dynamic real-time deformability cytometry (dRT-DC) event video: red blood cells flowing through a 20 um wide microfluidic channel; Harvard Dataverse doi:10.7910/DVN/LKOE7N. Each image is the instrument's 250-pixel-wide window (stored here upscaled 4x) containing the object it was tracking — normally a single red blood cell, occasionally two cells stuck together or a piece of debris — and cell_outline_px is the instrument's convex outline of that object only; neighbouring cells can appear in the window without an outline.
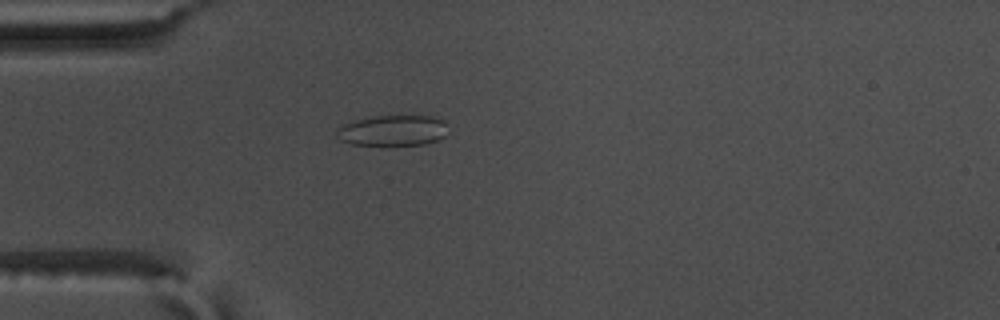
{"species": "common noctule bat (a hibernating species)", "species_latin": "Nyctalus noctula", "temperature_condition": "warm", "stored_images_in_passage": 47, "camera_frame_rate_fps": 3000, "um_per_image_px": 0.085, "animal": {"sex": "male", "body_mass_g": 17.5, "forearm_length_mm": 52.3}, "frame": {"image": 1, "passage_image": 7, "time_ms": 2.0, "image_size_px": [1000, 320], "cell_outline_px": [[448, 124], [444, 136], [436, 140], [424, 144], [352, 144], [340, 140], [336, 136], [336, 128], [344, 124], [356, 120], [372, 116], [432, 116], [444, 120]], "centroid_in_image_um": [33.38, 11.07], "position_along_channel_um": 51.6, "area_um2": 19.71}}
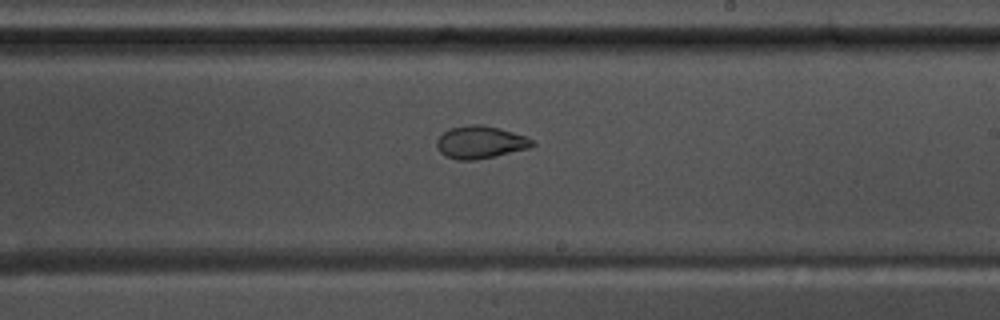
{"frame": {"image": 2, "passage_image": 24, "time_ms": 7.667, "image_size_px": [1000, 320], "cell_outline_px": [[536, 144], [528, 148], [476, 160], [456, 160], [444, 156], [436, 148], [436, 140], [448, 128], [468, 124], [480, 124], [512, 132], [524, 136], [532, 140]], "centroid_in_image_um": [40.75, 12.09], "position_along_channel_um": 248.2, "area_um2": 18.03}}
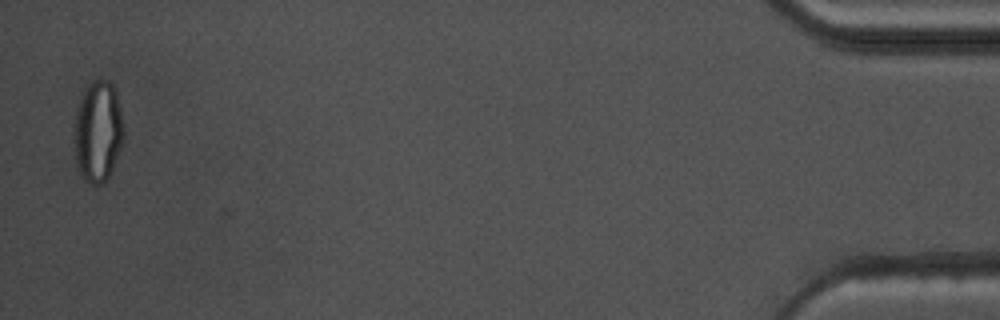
{"frame": {"image": 3, "passage_image": 46, "time_ms": 15.0, "image_size_px": [1000, 320], "cell_outline_px": [[124, 136], [120, 148], [112, 168], [108, 176], [100, 184], [92, 184], [84, 180], [80, 172], [76, 160], [72, 132], [76, 112], [80, 100], [88, 84], [92, 80], [108, 80], [112, 84], [116, 96], [124, 128]], "centroid_in_image_um": [8.29, 11.17], "position_along_channel_um": 426.9, "area_um2": 28.9}, "authors_computed_cell_mechanics": {"area_um2": 19.3052, "velocity_mm_per_s": 3.6539, "shape_relaxation_time_tau1_ms": null, "shape_relaxation_time_tau2_ms": 1.2967, "deformation_change_tau1": null, "deformation_change_tau2": 0.0589}}